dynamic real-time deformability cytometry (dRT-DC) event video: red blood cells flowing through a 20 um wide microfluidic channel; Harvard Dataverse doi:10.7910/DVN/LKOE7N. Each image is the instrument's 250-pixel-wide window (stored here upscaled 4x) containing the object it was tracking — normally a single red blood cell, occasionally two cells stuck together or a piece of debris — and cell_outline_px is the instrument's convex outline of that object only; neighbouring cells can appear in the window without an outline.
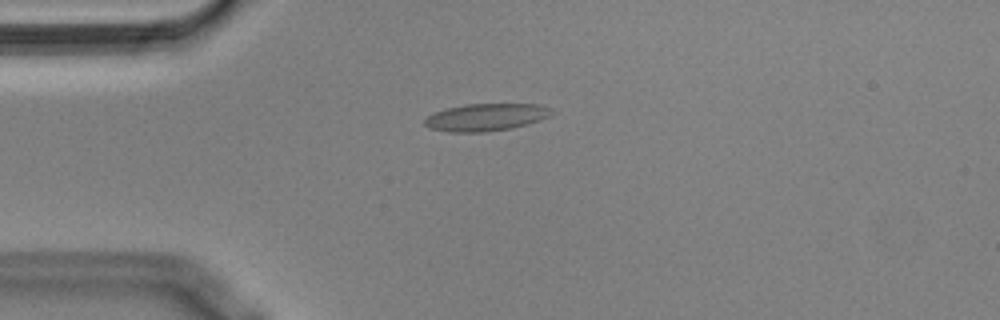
{"species": "Egyptian fruit bat (a non-hibernating species)", "species_latin": "Rousettus aegyptiacus", "temperature_condition": "cold", "stored_images_in_passage": 43, "camera_frame_rate_fps": 3000, "um_per_image_px": 0.085, "animal": {"sex": "male"}, "frame": {"image": 1, "passage_image": 1, "time_ms": 0.0, "image_size_px": [1000, 320], "cell_outline_px": [[552, 112], [548, 116], [540, 120], [528, 124], [512, 128], [484, 132], [448, 132], [428, 128], [424, 124], [424, 120], [428, 116], [436, 112], [448, 108], [464, 104], [540, 104], [548, 108]], "centroid_in_image_um": [41.28, 9.97], "position_along_channel_um": 43.7, "area_um2": 20.11}}
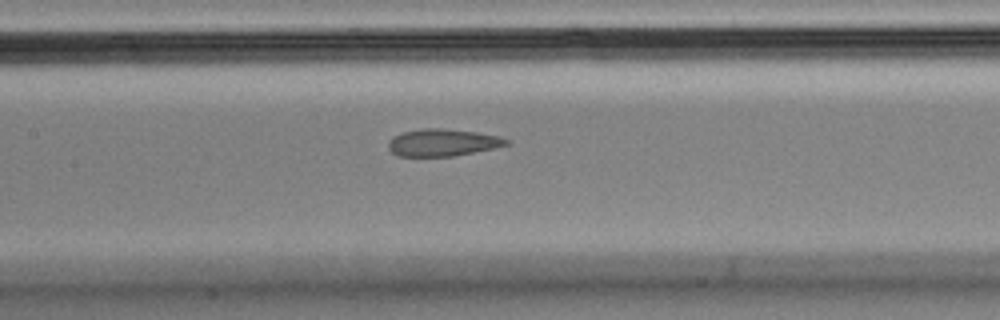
{"frame": {"image": 2, "passage_image": 13, "time_ms": 4.0, "image_size_px": [1000, 320], "cell_outline_px": [[512, 144], [452, 156], [396, 156], [388, 148], [388, 140], [392, 136], [404, 132], [424, 128], [440, 128], [476, 132], [500, 136], [508, 140]], "centroid_in_image_um": [37.6, 12.11], "position_along_channel_um": 169.8, "area_um2": 18.61}}
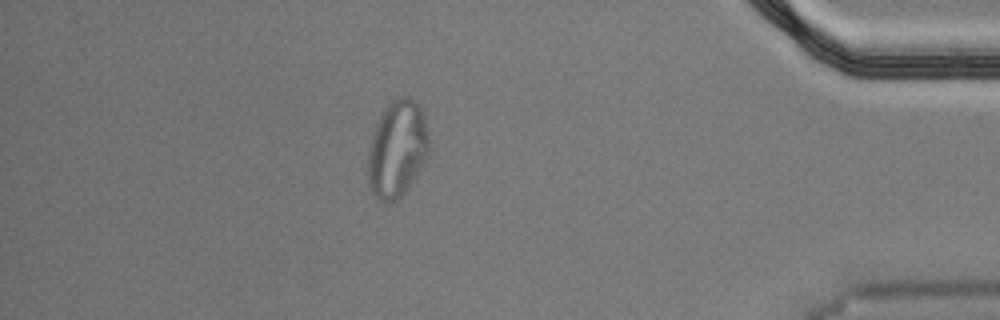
{"frame": {"image": 3, "passage_image": 36, "time_ms": 11.667, "image_size_px": [1000, 320], "cell_outline_px": [[428, 152], [408, 188], [396, 200], [380, 200], [372, 192], [368, 184], [368, 148], [372, 132], [380, 112], [392, 100], [400, 96], [408, 96], [416, 100], [424, 116], [428, 132]], "centroid_in_image_um": [33.72, 12.59], "position_along_channel_um": 401.5, "area_um2": 34.28}}